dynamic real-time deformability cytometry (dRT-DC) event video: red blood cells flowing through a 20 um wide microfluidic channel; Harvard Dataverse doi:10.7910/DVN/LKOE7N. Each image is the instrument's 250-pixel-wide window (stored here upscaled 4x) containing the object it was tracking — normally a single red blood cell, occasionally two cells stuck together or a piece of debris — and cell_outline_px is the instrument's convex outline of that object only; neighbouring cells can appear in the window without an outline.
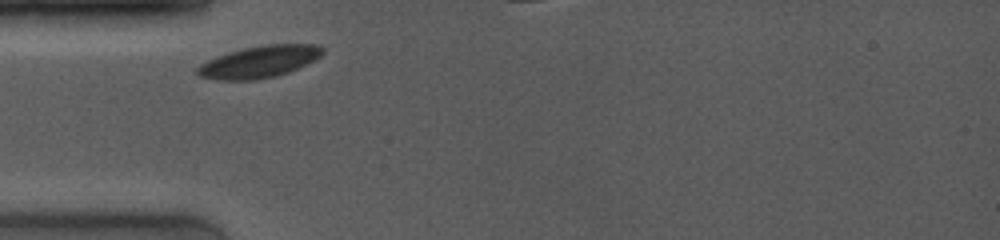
{"species": "common noctule bat (a hibernating species)", "species_latin": "Nyctalus noctula", "temperature_condition": "room temperature", "stored_images_in_passage": 3, "segment_of_instrument_passage": [1, 2], "camera_frame_rate_fps": 4000, "um_per_image_px": 0.085, "animal": {"sex": "female", "body_mass_g": 19.0, "forearm_length_mm": 53.3}, "frame": {"image": 1, "passage_image": 1, "time_ms": 0.0, "image_size_px": [1000, 240], "cell_outline_px": [[324, 52], [320, 56], [288, 72], [276, 76], [256, 80], [220, 80], [200, 76], [196, 72], [196, 68], [200, 64], [208, 60], [244, 48], [268, 44], [320, 44], [324, 48]], "centroid_in_image_um": [22.05, 5.25], "position_along_channel_um": 62.9, "area_um2": 22.89}}